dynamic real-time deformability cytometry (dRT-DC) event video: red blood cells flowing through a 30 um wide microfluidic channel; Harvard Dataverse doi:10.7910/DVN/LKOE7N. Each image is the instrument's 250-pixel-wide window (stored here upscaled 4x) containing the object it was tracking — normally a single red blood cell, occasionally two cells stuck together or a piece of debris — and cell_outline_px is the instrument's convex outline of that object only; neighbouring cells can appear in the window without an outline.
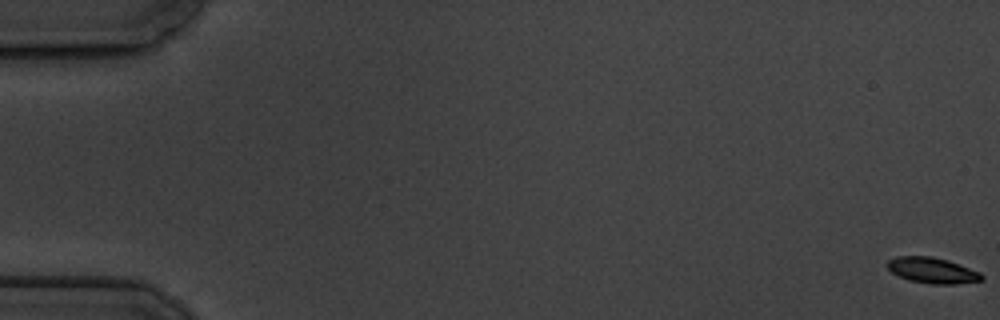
{"species": "common noctule bat (a hibernating species)", "species_latin": "Nyctalus noctula", "temperature_condition": "cold", "stored_images_in_passage": 10, "camera_frame_rate_fps": 3000, "um_per_image_px": 0.085, "animal": {"sex": "male", "body_mass_g": 19.5, "forearm_length_mm": 54.6}, "frame": {"image": 1, "passage_image": 1, "time_ms": 0.0, "image_size_px": [1000, 320], "cell_outline_px": [[984, 280], [956, 284], [932, 284], [908, 280], [892, 272], [888, 268], [888, 260], [896, 256], [932, 256], [948, 260], [980, 272], [984, 276]], "centroid_in_image_um": [79.27, 22.98], "position_along_channel_um": 5.7, "area_um2": 14.16}}
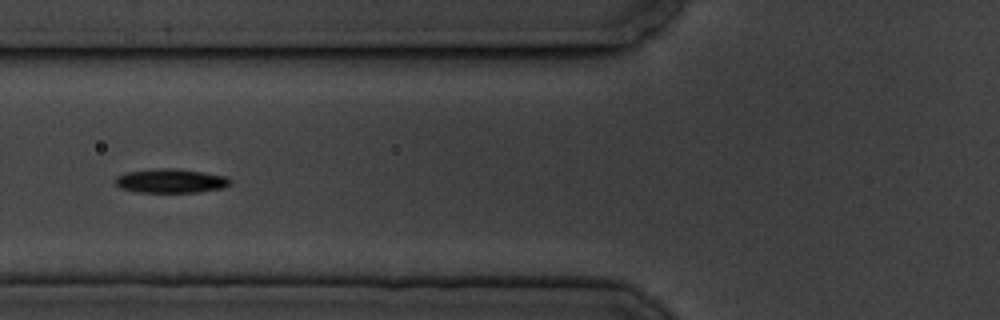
{"frame": {"image": 2, "passage_image": 8, "time_ms": 7.667, "image_size_px": [1000, 320], "cell_outline_px": [[232, 184], [224, 188], [200, 192], [136, 192], [120, 188], [116, 184], [116, 176], [128, 172], [156, 168], [172, 168], [204, 172], [224, 176], [232, 180]], "centroid_in_image_um": [14.55, 15.38], "position_along_channel_um": 111.3, "area_um2": 16.18}}
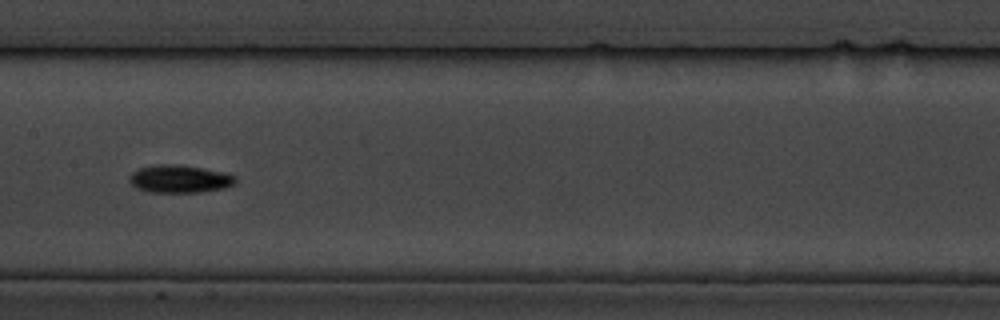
{"frame": {"image": 3, "passage_image": 10, "time_ms": 10.0, "image_size_px": [1000, 320], "cell_outline_px": [[236, 184], [224, 188], [200, 192], [148, 192], [136, 188], [128, 180], [128, 176], [132, 172], [140, 168], [156, 164], [180, 164], [224, 172], [236, 176]], "centroid_in_image_um": [15.26, 15.2], "position_along_channel_um": 192.1, "area_um2": 17.34}}